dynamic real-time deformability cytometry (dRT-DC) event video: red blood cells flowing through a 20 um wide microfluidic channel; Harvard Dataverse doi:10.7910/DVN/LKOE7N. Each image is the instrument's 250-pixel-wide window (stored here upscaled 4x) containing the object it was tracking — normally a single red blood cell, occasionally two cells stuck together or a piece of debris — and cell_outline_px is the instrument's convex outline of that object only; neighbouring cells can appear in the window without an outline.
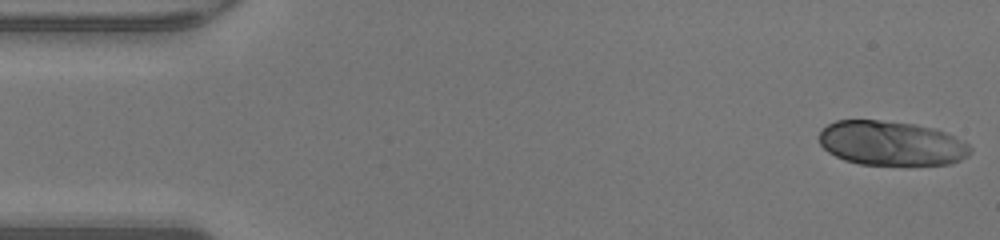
{"species": "human", "species_latin": "Homo sapiens", "temperature_condition": "warm", "stored_images_in_passage": 46, "camera_frame_rate_fps": 3000, "um_per_image_px": 0.085, "donor": {"sex": "male"}, "frame": {"image": 1, "passage_image": 1, "time_ms": 0.0, "image_size_px": [1000, 240], "cell_outline_px": [[972, 152], [968, 156], [952, 164], [860, 164], [844, 160], [828, 152], [820, 144], [820, 132], [828, 124], [836, 120], [880, 120], [916, 124], [936, 128], [968, 144], [972, 148]], "centroid_in_image_um": [75.77, 12.17], "position_along_channel_um": 9.2, "area_um2": 39.07}}
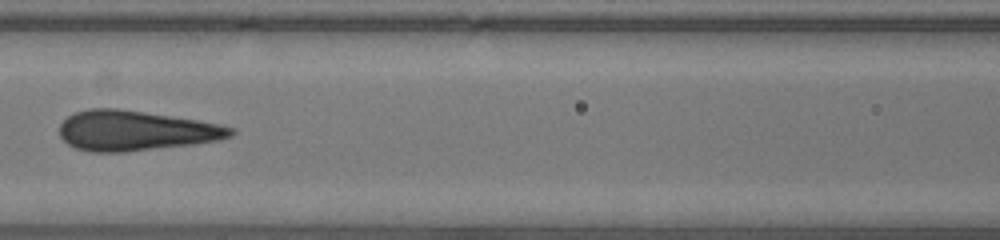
{"frame": {"image": 2, "passage_image": 20, "time_ms": 6.333, "image_size_px": [1000, 240], "cell_outline_px": [[236, 132], [232, 136], [220, 140], [192, 144], [124, 152], [92, 152], [76, 148], [68, 144], [60, 136], [60, 124], [68, 116], [76, 112], [88, 108], [116, 108], [144, 112], [196, 120], [220, 124], [236, 128]], "centroid_in_image_um": [11.53, 11.11], "position_along_channel_um": 155.1, "area_um2": 39.82}}
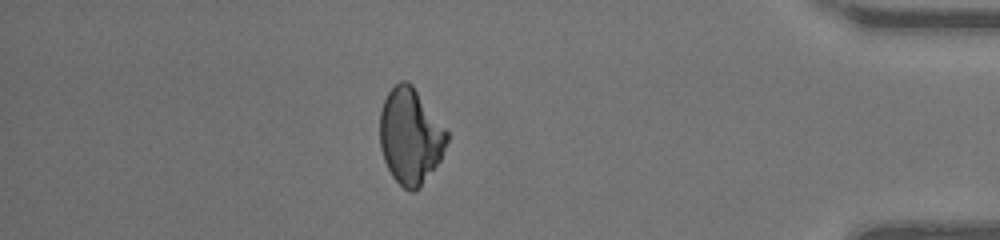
{"frame": {"image": 3, "passage_image": 40, "time_ms": 13.0, "image_size_px": [1000, 240], "cell_outline_px": [[448, 140], [440, 160], [420, 188], [416, 192], [412, 192], [404, 188], [392, 176], [384, 160], [380, 148], [380, 112], [384, 100], [388, 92], [400, 80], [408, 80], [412, 84], [448, 132]], "centroid_in_image_um": [34.87, 11.58], "position_along_channel_um": 400.3, "area_um2": 37.4}, "authors_computed_cell_mechanics": {"area_um2": 39.4774, "velocity_mm_per_s": 4.3555, "shape_relaxation_time_tau1_ms": 10.5253, "shape_relaxation_time_tau2_ms": null, "deformation_change_tau1": 0.2652, "deformation_change_tau2": null}}